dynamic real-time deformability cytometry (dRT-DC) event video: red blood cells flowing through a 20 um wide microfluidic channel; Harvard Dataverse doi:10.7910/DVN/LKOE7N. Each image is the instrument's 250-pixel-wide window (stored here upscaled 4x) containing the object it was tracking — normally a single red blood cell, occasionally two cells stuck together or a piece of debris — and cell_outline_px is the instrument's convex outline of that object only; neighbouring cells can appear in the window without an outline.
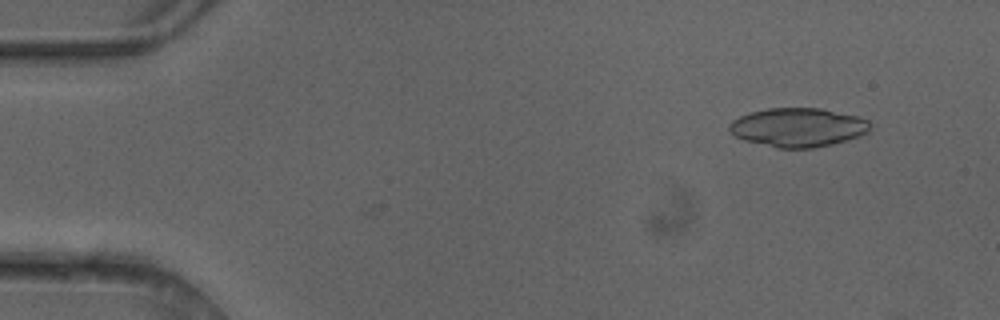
{"species": "common noctule bat (a hibernating species)", "species_latin": "Nyctalus noctula", "temperature_condition": "cold", "stored_images_in_passage": 5, "camera_frame_rate_fps": 3000, "um_per_image_px": 0.085, "animal": {"sex": "female"}, "frame": {"image": 1, "passage_image": 2, "time_ms": 0.333, "image_size_px": [1000, 320], "cell_outline_px": [[872, 124], [868, 132], [860, 136], [848, 140], [832, 144], [812, 148], [776, 148], [744, 140], [736, 136], [728, 128], [728, 124], [732, 120], [740, 116], [752, 112], [768, 108], [820, 108], [860, 116], [868, 120]], "centroid_in_image_um": [67.86, 10.82], "position_along_channel_um": 17.1, "area_um2": 32.08}}